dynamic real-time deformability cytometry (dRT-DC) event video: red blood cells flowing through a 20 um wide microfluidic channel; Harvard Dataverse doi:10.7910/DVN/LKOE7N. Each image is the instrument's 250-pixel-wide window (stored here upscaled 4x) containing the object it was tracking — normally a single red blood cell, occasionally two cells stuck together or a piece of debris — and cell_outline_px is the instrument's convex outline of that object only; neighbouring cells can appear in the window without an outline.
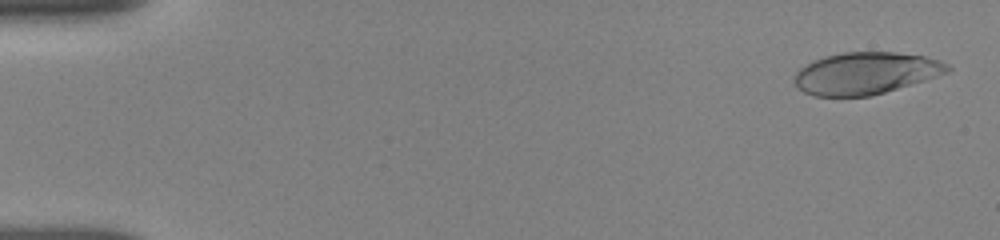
{"species": "human", "species_latin": "Homo sapiens", "temperature_condition": "room temperature", "stored_images_in_passage": 32, "camera_frame_rate_fps": 3000, "um_per_image_px": 0.085, "donor": {"sex": "female"}, "frame": {"image": 1, "passage_image": 1, "time_ms": 0.0, "image_size_px": [1000, 240], "cell_outline_px": [[952, 68], [948, 72], [924, 80], [884, 92], [868, 96], [816, 96], [804, 92], [796, 88], [792, 76], [800, 68], [824, 56], [844, 52], [896, 52], [924, 56], [940, 60], [948, 64]], "centroid_in_image_um": [73.56, 6.22], "position_along_channel_um": 11.4, "area_um2": 37.34}}
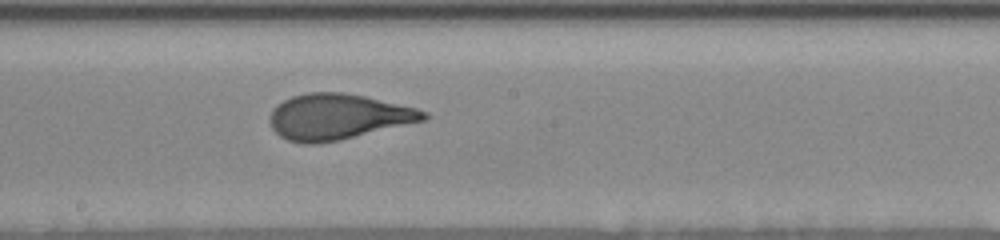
{"frame": {"image": 2, "passage_image": 17, "time_ms": 9.0, "image_size_px": [1000, 240], "cell_outline_px": [[428, 120], [340, 140], [316, 144], [304, 144], [288, 140], [280, 136], [272, 128], [268, 120], [272, 108], [276, 104], [292, 96], [308, 92], [344, 92], [364, 96], [416, 108], [428, 112]], "centroid_in_image_um": [28.71, 9.93], "position_along_channel_um": 219.5, "area_um2": 41.21}}
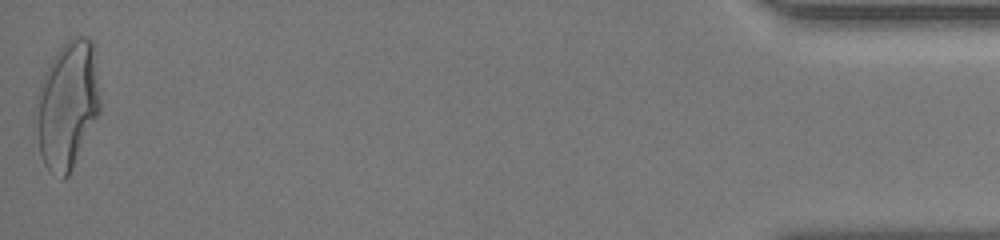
{"frame": {"image": 3, "passage_image": 32, "time_ms": 16.667, "image_size_px": [1000, 240], "cell_outline_px": [[100, 112], [68, 176], [64, 180], [60, 180], [48, 172], [44, 164], [40, 152], [36, 124], [36, 96], [44, 72], [52, 56], [72, 36], [88, 36], [92, 40], [100, 100]], "centroid_in_image_um": [5.71, 8.94], "position_along_channel_um": 429.5, "area_um2": 47.8}, "authors_computed_cell_mechanics": {"area_um2": 40.5467, "velocity_mm_per_s": 3.8612, "shape_relaxation_time_tau1_ms": 4.0831, "shape_relaxation_time_tau2_ms": 0.6412, "deformation_change_tau1": 0.2119, "deformation_change_tau2": 0.0811}}